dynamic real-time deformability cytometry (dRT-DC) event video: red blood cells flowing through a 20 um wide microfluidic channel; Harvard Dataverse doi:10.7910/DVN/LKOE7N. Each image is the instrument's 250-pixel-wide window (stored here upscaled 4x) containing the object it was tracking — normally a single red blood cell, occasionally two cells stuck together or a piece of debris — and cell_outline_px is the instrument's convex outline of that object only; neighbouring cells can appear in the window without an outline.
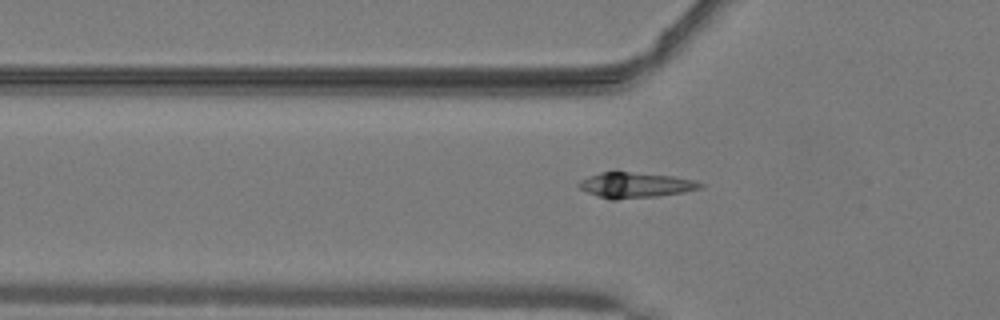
{"species": "common noctule bat (a hibernating species)", "species_latin": "Nyctalus noctula", "temperature_condition": "warm", "stored_images_in_passage": 32, "camera_frame_rate_fps": 3000, "um_per_image_px": 0.085, "animal": {"sex": "male", "body_mass_g": 19.2, "forearm_length_mm": 51.8}, "frame": {"image": 1, "passage_image": 2, "time_ms": 0.333, "image_size_px": [1000, 320], "cell_outline_px": [[704, 188], [684, 192], [656, 196], [616, 200], [612, 200], [588, 192], [580, 188], [576, 184], [580, 180], [588, 176], [600, 172], [616, 168], [676, 176], [692, 180], [704, 184]], "centroid_in_image_um": [53.99, 15.67], "position_along_channel_um": 71.8, "area_um2": 18.84}}
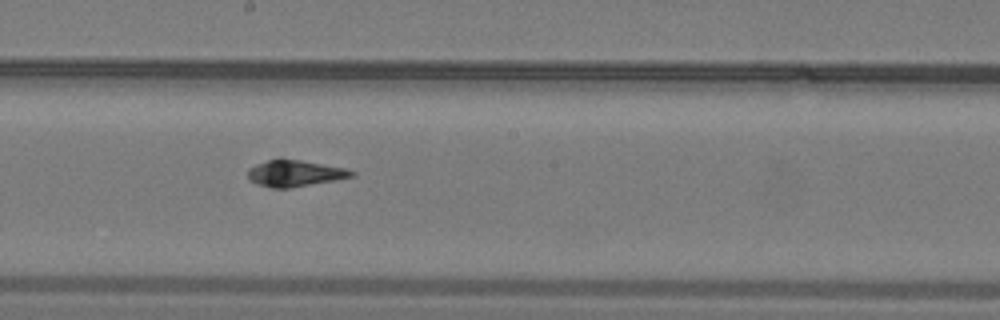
{"frame": {"image": 2, "passage_image": 13, "time_ms": 4.0, "image_size_px": [1000, 320], "cell_outline_px": [[356, 176], [288, 188], [272, 188], [256, 184], [248, 180], [248, 168], [256, 164], [268, 160], [300, 160], [344, 168], [356, 172]], "centroid_in_image_um": [25.03, 14.75], "position_along_channel_um": 223.2, "area_um2": 15.66}}
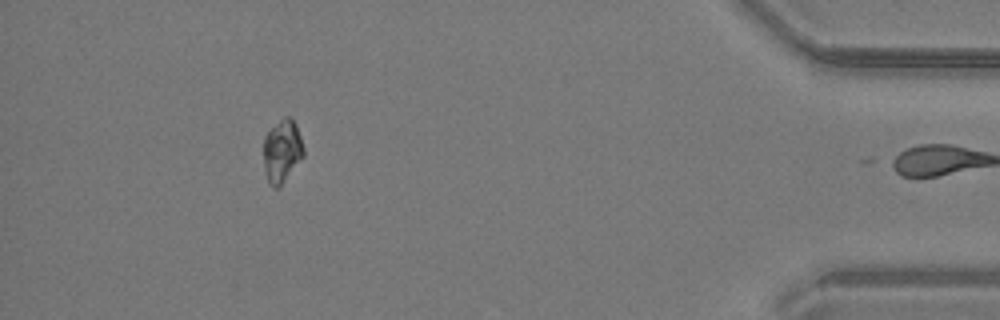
{"frame": {"image": 3, "passage_image": 31, "time_ms": 10.0, "image_size_px": [1000, 320], "cell_outline_px": [[304, 156], [280, 188], [272, 188], [268, 184], [264, 168], [264, 136], [284, 116], [288, 116], [296, 124], [304, 148]], "centroid_in_image_um": [23.98, 12.9], "position_along_channel_um": 411.2, "area_um2": 14.8}}